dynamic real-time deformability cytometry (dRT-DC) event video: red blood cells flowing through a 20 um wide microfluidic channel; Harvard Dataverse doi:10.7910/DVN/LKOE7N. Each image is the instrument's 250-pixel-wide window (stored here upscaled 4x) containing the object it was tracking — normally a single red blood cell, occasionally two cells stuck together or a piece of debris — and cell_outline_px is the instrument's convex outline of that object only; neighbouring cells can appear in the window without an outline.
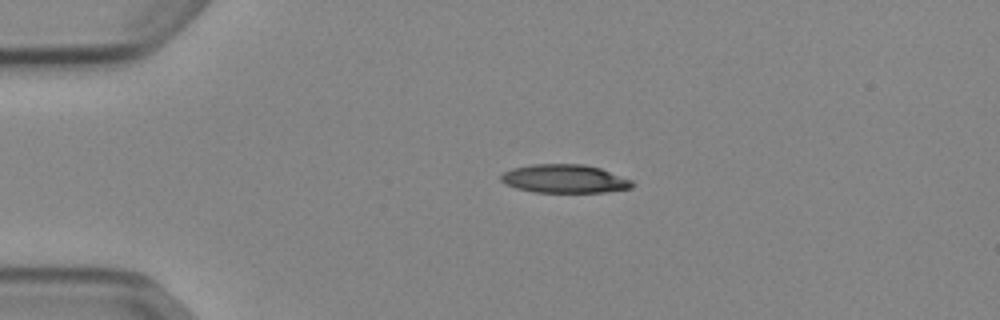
{"species": "Egyptian fruit bat (a non-hibernating species)", "species_latin": "Rousettus aegyptiacus", "temperature_condition": "cold", "stored_images_in_passage": 41, "camera_frame_rate_fps": 3000, "um_per_image_px": 0.085, "animal": {"sex": "female"}, "frame": {"image": 1, "passage_image": 1, "time_ms": 0.0, "image_size_px": [1000, 320], "cell_outline_px": [[636, 184], [632, 188], [604, 192], [536, 192], [516, 188], [504, 184], [500, 180], [500, 176], [504, 172], [512, 168], [532, 164], [584, 164], [600, 168], [632, 180]], "centroid_in_image_um": [47.99, 15.19], "position_along_channel_um": 37.0, "area_um2": 21.85}}
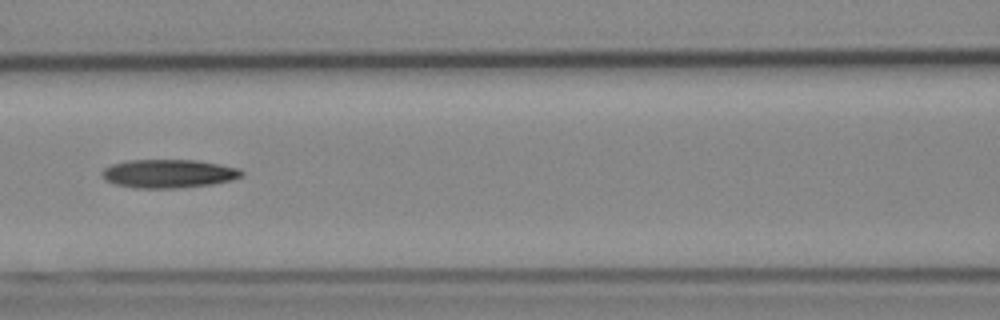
{"frame": {"image": 2, "passage_image": 13, "time_ms": 4.0, "image_size_px": [1000, 320], "cell_outline_px": [[244, 176], [232, 180], [212, 184], [176, 188], [136, 188], [112, 184], [104, 180], [100, 172], [104, 168], [112, 164], [128, 160], [196, 160], [220, 164], [240, 168], [244, 172]], "centroid_in_image_um": [14.32, 14.76], "position_along_channel_um": 152.3, "area_um2": 23.47}}
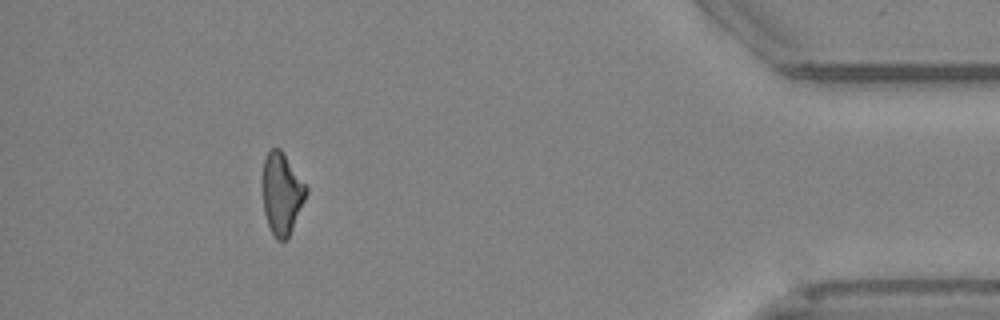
{"frame": {"image": 3, "passage_image": 37, "time_ms": 12.0, "image_size_px": [1000, 320], "cell_outline_px": [[308, 192], [292, 228], [288, 236], [284, 240], [276, 240], [268, 224], [264, 212], [260, 184], [264, 156], [272, 148], [280, 148], [308, 188]], "centroid_in_image_um": [23.9, 16.41], "position_along_channel_um": 411.3, "area_um2": 20.92}, "authors_computed_cell_mechanics": {"area_um2": 22.3108, "velocity_mm_per_s": 3.9044, "shape_relaxation_time_tau1_ms": 10.9502, "shape_relaxation_time_tau2_ms": null, "deformation_change_tau1": 0.1985, "deformation_change_tau2": null}}